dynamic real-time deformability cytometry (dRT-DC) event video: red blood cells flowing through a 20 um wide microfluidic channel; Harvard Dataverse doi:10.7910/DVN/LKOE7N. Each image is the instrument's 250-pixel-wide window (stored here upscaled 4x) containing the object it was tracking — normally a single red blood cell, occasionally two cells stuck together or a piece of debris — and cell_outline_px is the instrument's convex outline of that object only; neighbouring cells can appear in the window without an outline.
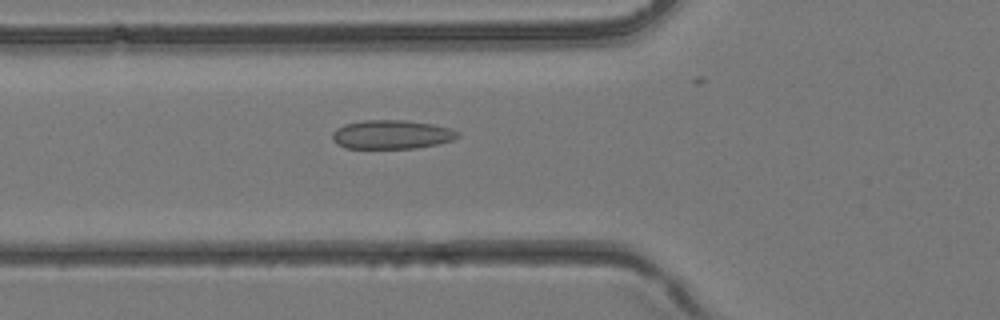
{"species": "common noctule bat (a hibernating species)", "species_latin": "Nyctalus noctula", "temperature_condition": "room temperature", "stored_images_in_passage": 4, "camera_frame_rate_fps": 3000, "um_per_image_px": 0.085, "animal": {"sex": "female", "body_mass_g": 24.6, "forearm_length_mm": 56.2}, "frame": {"image": 1, "passage_image": 4, "time_ms": 1.0, "image_size_px": [1000, 320], "cell_outline_px": [[460, 136], [452, 140], [436, 144], [416, 148], [344, 148], [336, 144], [332, 140], [332, 132], [336, 128], [344, 124], [360, 120], [404, 120], [432, 124], [452, 128], [460, 132]], "centroid_in_image_um": [33.27, 11.43], "position_along_channel_um": 92.5, "area_um2": 21.33}}